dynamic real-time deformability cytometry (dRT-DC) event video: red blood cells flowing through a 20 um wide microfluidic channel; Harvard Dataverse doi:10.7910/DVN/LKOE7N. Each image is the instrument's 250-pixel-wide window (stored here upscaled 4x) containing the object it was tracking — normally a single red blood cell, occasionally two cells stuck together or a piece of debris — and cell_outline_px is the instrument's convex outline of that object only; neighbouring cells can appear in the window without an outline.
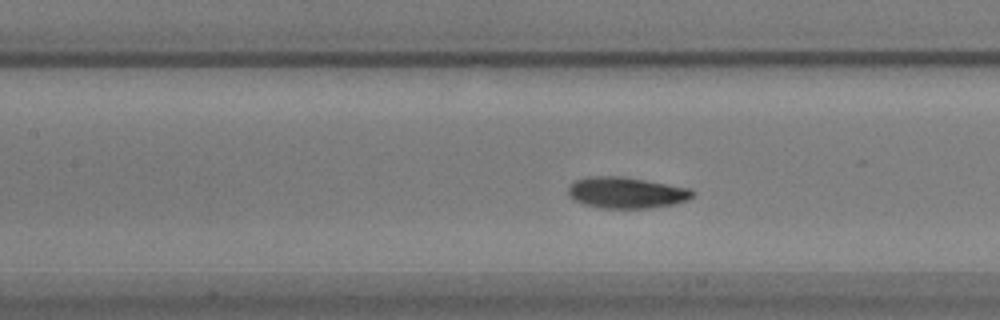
{"species": "common noctule bat (a hibernating species)", "species_latin": "Nyctalus noctula", "temperature_condition": "warm", "stored_images_in_passage": 46, "camera_frame_rate_fps": 3000, "um_per_image_px": 0.085, "animal": {"sex": "male", "body_mass_g": 17.9}, "frame": {"image": 1, "passage_image": 12, "time_ms": 3.667, "image_size_px": [1000, 320], "cell_outline_px": [[696, 192], [688, 200], [672, 204], [652, 208], [600, 208], [584, 204], [572, 200], [568, 196], [568, 188], [576, 180], [588, 176], [620, 176], [692, 188]], "centroid_in_image_um": [53.23, 16.38], "position_along_channel_um": 154.2, "area_um2": 22.72}}
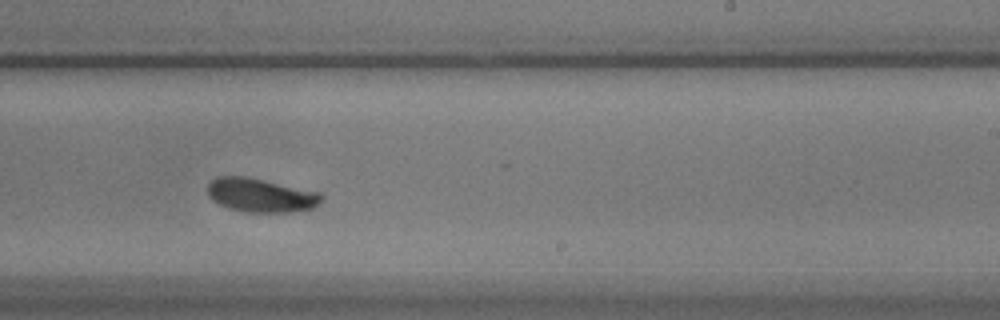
{"frame": {"image": 2, "passage_image": 22, "time_ms": 7.0, "image_size_px": [1000, 320], "cell_outline_px": [[324, 200], [312, 208], [288, 212], [244, 212], [228, 208], [212, 200], [208, 196], [208, 184], [212, 180], [220, 176], [244, 176], [264, 180], [320, 192], [324, 196]], "centroid_in_image_um": [22.18, 16.6], "position_along_channel_um": 266.8, "area_um2": 22.43}}
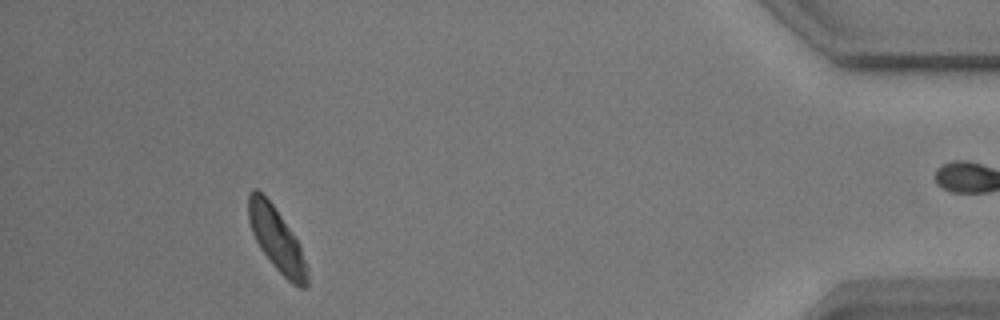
{"frame": {"image": 3, "passage_image": 40, "time_ms": 13.0, "image_size_px": [1000, 320], "cell_outline_px": [[308, 288], [300, 288], [292, 284], [272, 264], [260, 248], [252, 232], [248, 220], [248, 192], [252, 188], [256, 188], [272, 204], [300, 244], [308, 276]], "centroid_in_image_um": [23.5, 20.35], "position_along_channel_um": 411.7, "area_um2": 21.44}, "authors_computed_cell_mechanics": {"area_um2": 22.3397, "velocity_mm_per_s": 3.4017, "shape_relaxation_time_tau1_ms": 2.8081, "shape_relaxation_time_tau2_ms": null, "deformation_change_tau1": 0.1569, "deformation_change_tau2": null}}